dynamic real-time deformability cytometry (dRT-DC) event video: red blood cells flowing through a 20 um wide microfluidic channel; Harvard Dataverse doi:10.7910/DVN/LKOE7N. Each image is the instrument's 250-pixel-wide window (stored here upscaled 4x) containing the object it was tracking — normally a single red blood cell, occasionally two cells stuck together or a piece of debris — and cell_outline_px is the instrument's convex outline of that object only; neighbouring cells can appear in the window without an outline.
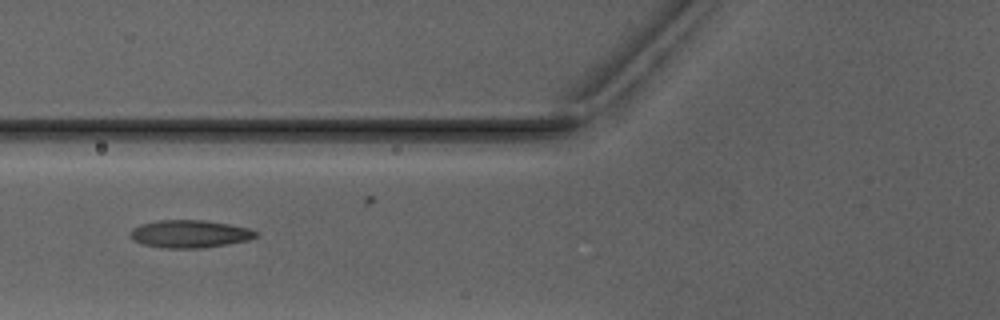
{"species": "Egyptian fruit bat (a non-hibernating species)", "species_latin": "Rousettus aegyptiacus", "temperature_condition": "warm", "stored_images_in_passage": 3, "camera_frame_rate_fps": 3000, "um_per_image_px": 0.085, "animal": {"sex": "male"}, "frame": {"image": 1, "passage_image": 3, "time_ms": 2.667, "image_size_px": [1000, 320], "cell_outline_px": [[256, 236], [248, 240], [200, 248], [160, 248], [140, 244], [132, 236], [132, 228], [140, 224], [160, 220], [204, 220], [228, 224], [248, 228], [256, 232]], "centroid_in_image_um": [16.09, 19.88], "position_along_channel_um": 109.7, "area_um2": 19.94}}